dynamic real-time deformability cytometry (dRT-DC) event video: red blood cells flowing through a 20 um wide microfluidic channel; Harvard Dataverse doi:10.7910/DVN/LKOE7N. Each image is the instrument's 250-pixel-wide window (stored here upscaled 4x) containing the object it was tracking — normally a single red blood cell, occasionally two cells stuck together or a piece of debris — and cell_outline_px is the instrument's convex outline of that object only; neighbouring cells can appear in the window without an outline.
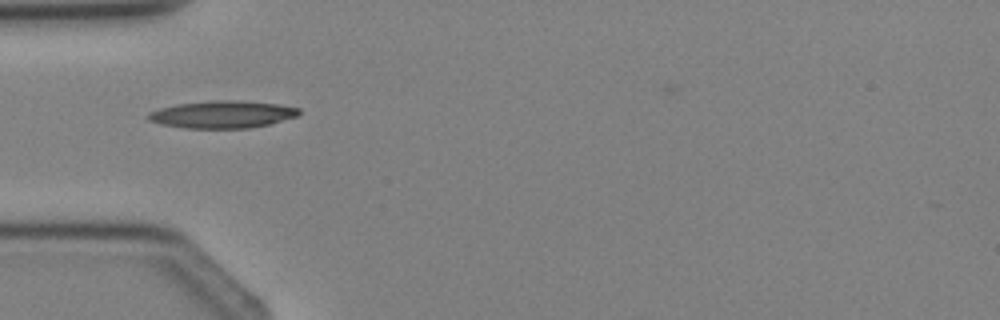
{"species": "Egyptian fruit bat (a non-hibernating species)", "species_latin": "Rousettus aegyptiacus", "temperature_condition": "cold", "stored_images_in_passage": 2, "camera_frame_rate_fps": 3000, "um_per_image_px": 0.085, "animal": {"sex": "female"}, "frame": {"image": 1, "passage_image": 2, "time_ms": 1.333, "image_size_px": [1000, 320], "cell_outline_px": [[300, 112], [296, 116], [272, 124], [252, 128], [184, 128], [160, 124], [148, 120], [148, 112], [160, 108], [176, 104], [212, 100], [240, 100], [280, 104], [300, 108]], "centroid_in_image_um": [18.92, 9.72], "position_along_channel_um": 66.1, "area_um2": 24.28}}